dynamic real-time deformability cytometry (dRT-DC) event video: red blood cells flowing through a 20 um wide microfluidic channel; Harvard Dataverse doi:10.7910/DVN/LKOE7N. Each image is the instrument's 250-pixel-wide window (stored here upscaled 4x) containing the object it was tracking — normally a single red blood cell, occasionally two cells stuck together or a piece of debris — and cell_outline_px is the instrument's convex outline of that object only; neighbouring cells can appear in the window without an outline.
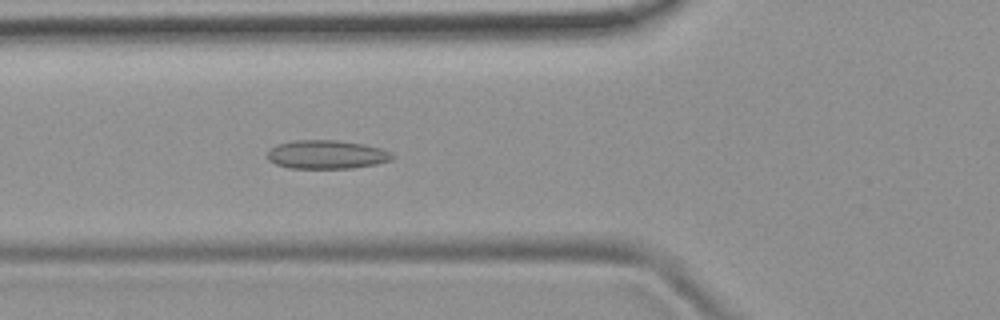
{"species": "common noctule bat (a hibernating species)", "species_latin": "Nyctalus noctula", "temperature_condition": "room temperature", "stored_images_in_passage": 43, "camera_frame_rate_fps": 3000, "um_per_image_px": 0.085, "animal": {"sex": "female", "body_mass_g": 19.9}, "frame": {"image": 1, "passage_image": 13, "time_ms": 4.0, "image_size_px": [1000, 320], "cell_outline_px": [[396, 156], [392, 160], [376, 164], [352, 168], [288, 168], [276, 164], [268, 160], [268, 148], [276, 144], [296, 140], [336, 140], [364, 144], [380, 148], [392, 152]], "centroid_in_image_um": [27.77, 13.13], "position_along_channel_um": 98.0, "area_um2": 21.04}}
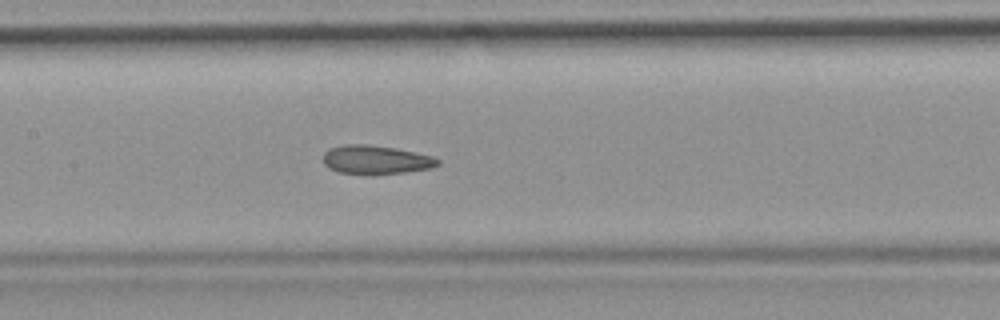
{"frame": {"image": 2, "passage_image": 19, "time_ms": 6.0, "image_size_px": [1000, 320], "cell_outline_px": [[440, 164], [432, 168], [408, 172], [340, 172], [328, 168], [324, 164], [324, 152], [328, 148], [344, 144], [368, 144], [396, 148], [432, 156], [440, 160]], "centroid_in_image_um": [31.96, 13.54], "position_along_channel_um": 175.4, "area_um2": 18.73}}
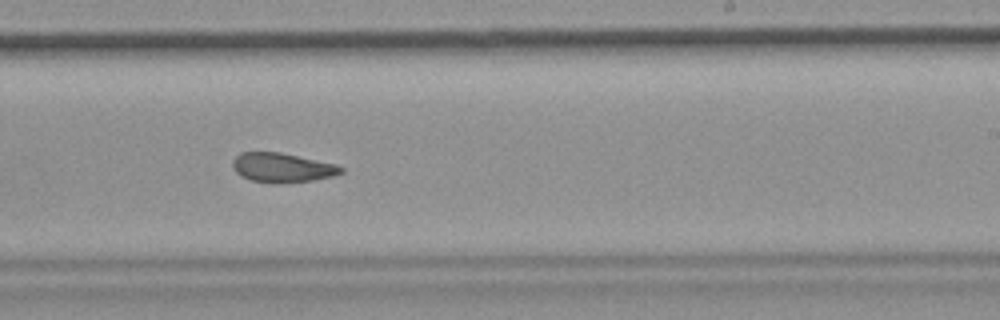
{"frame": {"image": 3, "passage_image": 26, "time_ms": 8.333, "image_size_px": [1000, 320], "cell_outline_px": [[344, 172], [332, 176], [312, 180], [280, 184], [268, 184], [252, 180], [240, 176], [232, 168], [232, 160], [240, 152], [280, 152], [336, 164], [344, 168]], "centroid_in_image_um": [23.96, 14.26], "position_along_channel_um": 265.0, "area_um2": 18.79}, "authors_computed_cell_mechanics": {"area_um2": 19.5942, "velocity_mm_per_s": 3.8558, "shape_relaxation_time_tau1_ms": null, "shape_relaxation_time_tau2_ms": 2.1474, "deformation_change_tau1": null, "deformation_change_tau2": 0.0933}}